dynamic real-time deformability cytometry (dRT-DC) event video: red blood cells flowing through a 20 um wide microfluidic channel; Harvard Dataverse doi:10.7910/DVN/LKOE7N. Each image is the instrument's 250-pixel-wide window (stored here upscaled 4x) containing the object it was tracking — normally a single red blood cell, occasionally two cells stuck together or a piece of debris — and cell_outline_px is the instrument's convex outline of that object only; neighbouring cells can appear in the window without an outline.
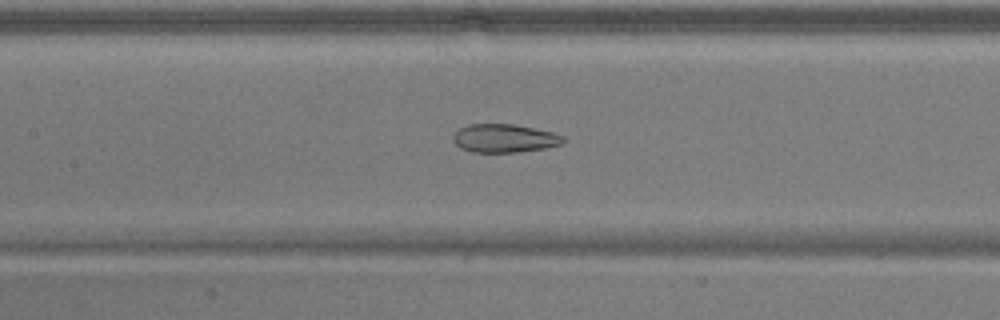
{"species": "common noctule bat (a hibernating species)", "species_latin": "Nyctalus noctula", "temperature_condition": "warm", "stored_images_in_passage": 34, "camera_frame_rate_fps": 3000, "um_per_image_px": 0.085, "animal": {"sex": "male", "body_mass_g": 17.9}, "frame": {"image": 1, "passage_image": 12, "time_ms": 3.667, "image_size_px": [1000, 320], "cell_outline_px": [[564, 140], [560, 144], [544, 148], [516, 152], [472, 152], [460, 148], [452, 140], [452, 136], [460, 128], [468, 124], [512, 124], [552, 132], [564, 136]], "centroid_in_image_um": [42.83, 11.75], "position_along_channel_um": 164.6, "area_um2": 18.03}}
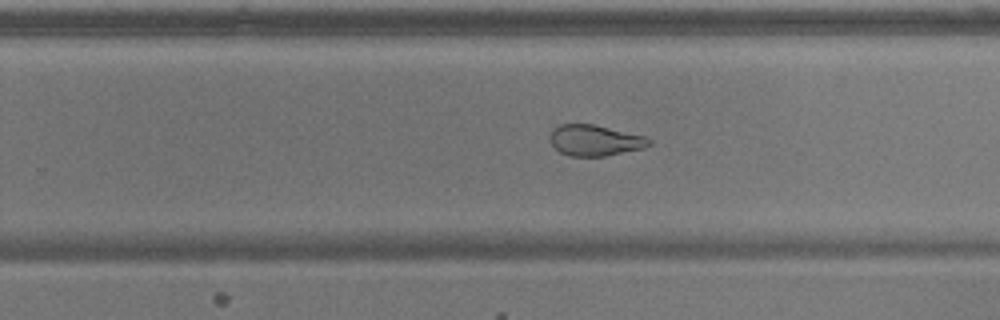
{"frame": {"image": 2, "passage_image": 21, "time_ms": 6.667, "image_size_px": [1000, 320], "cell_outline_px": [[652, 144], [644, 148], [604, 156], [568, 156], [560, 152], [552, 144], [548, 136], [552, 128], [560, 124], [596, 124], [644, 136], [652, 140]], "centroid_in_image_um": [50.55, 11.92], "position_along_channel_um": 279.3, "area_um2": 18.03}}
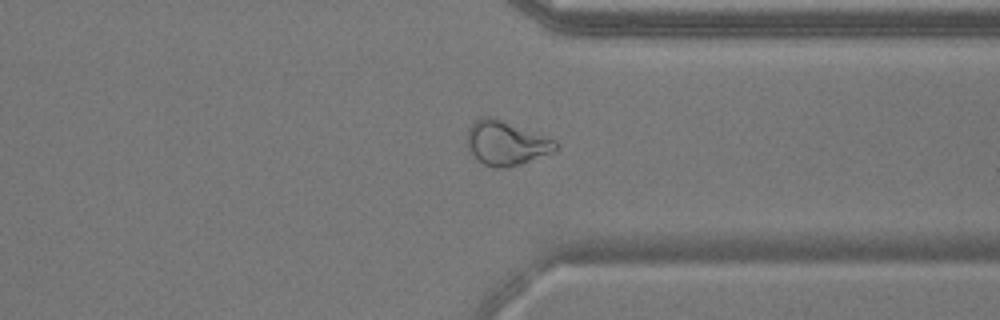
{"frame": {"image": 3, "passage_image": 28, "time_ms": 9.0, "image_size_px": [1000, 320], "cell_outline_px": [[560, 144], [552, 152], [520, 164], [504, 168], [492, 168], [484, 164], [468, 148], [468, 128], [480, 116], [488, 116], [556, 140]], "centroid_in_image_um": [43.02, 12.17], "position_along_channel_um": 368.4, "area_um2": 22.2}, "authors_computed_cell_mechanics": {"area_um2": 19.2185, "velocity_mm_per_s": 3.8372, "shape_relaxation_time_tau1_ms": null, "shape_relaxation_time_tau2_ms": 1.7115, "deformation_change_tau1": null, "deformation_change_tau2": 0.0976}}